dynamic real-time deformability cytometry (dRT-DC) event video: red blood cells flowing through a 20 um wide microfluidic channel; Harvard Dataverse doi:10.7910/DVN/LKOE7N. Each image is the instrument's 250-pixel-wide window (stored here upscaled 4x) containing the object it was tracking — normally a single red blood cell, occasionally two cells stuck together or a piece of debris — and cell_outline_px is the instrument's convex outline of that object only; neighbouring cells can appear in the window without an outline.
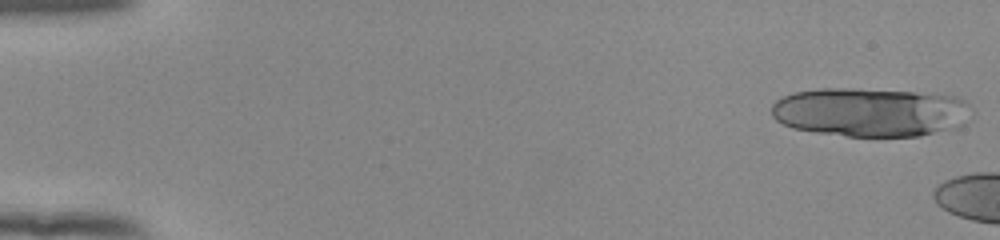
{"species": "human", "species_latin": "Homo sapiens", "temperature_condition": "room temperature", "stored_images_in_passage": 8, "camera_frame_rate_fps": 3000, "um_per_image_px": 0.085, "donor": {"sex": "female"}, "frame": {"image": 1, "passage_image": 1, "time_ms": 0.0, "image_size_px": [1000, 240], "cell_outline_px": [[976, 112], [964, 124], [956, 128], [920, 136], [848, 136], [816, 132], [792, 128], [776, 120], [772, 116], [772, 104], [776, 100], [784, 96], [796, 92], [820, 88], [856, 88], [912, 92], [956, 96], [964, 100]], "centroid_in_image_um": [74.04, 9.53], "position_along_channel_um": 11.0, "area_um2": 57.45}}